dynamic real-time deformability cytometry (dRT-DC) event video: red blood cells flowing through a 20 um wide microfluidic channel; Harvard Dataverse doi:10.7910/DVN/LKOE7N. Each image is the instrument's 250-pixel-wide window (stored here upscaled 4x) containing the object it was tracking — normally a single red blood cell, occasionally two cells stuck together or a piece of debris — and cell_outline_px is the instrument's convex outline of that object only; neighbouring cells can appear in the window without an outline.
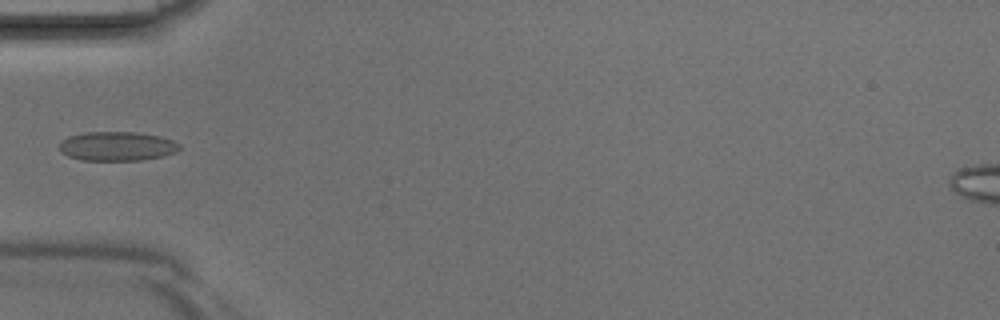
{"species": "Egyptian fruit bat (a non-hibernating species)", "species_latin": "Rousettus aegyptiacus", "temperature_condition": "room temperature", "stored_images_in_passage": 4, "camera_frame_rate_fps": 3000, "um_per_image_px": 0.085, "animal": {"sex": "male"}, "frame": {"image": 1, "passage_image": 4, "time_ms": 1.0, "image_size_px": [1000, 320], "cell_outline_px": [[180, 148], [176, 152], [164, 156], [140, 160], [80, 160], [68, 156], [60, 152], [60, 140], [68, 136], [84, 132], [136, 132], [160, 136], [172, 140], [180, 144]], "centroid_in_image_um": [9.93, 12.42], "position_along_channel_um": 75.1, "area_um2": 20.58}}